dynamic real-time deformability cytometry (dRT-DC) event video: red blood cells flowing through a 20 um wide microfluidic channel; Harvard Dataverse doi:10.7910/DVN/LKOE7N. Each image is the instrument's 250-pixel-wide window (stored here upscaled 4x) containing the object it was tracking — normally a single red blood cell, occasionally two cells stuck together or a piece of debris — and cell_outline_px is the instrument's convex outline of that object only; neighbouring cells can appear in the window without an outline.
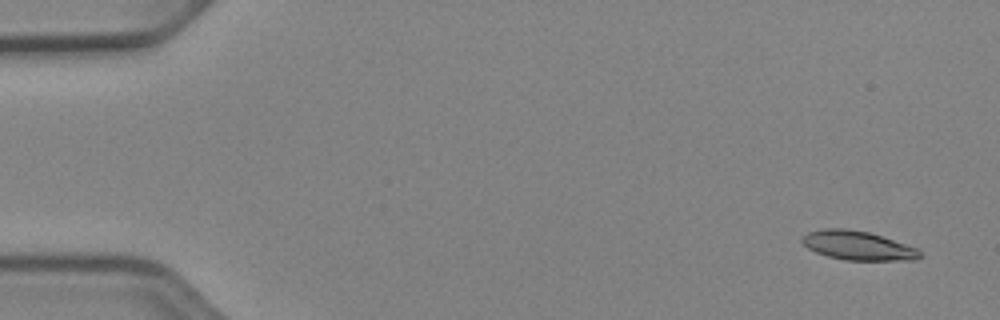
{"species": "Egyptian fruit bat (a non-hibernating species)", "species_latin": "Rousettus aegyptiacus", "temperature_condition": "cold", "stored_images_in_passage": 52, "camera_frame_rate_fps": 3000, "um_per_image_px": 0.085, "animal": {"sex": "female"}, "frame": {"image": 1, "passage_image": 3, "time_ms": 0.667, "image_size_px": [1000, 320], "cell_outline_px": [[924, 256], [916, 260], [844, 260], [828, 256], [816, 252], [808, 248], [800, 240], [808, 232], [824, 228], [844, 228], [868, 232], [916, 248]], "centroid_in_image_um": [72.9, 20.88], "position_along_channel_um": 12.1, "area_um2": 19.71}}
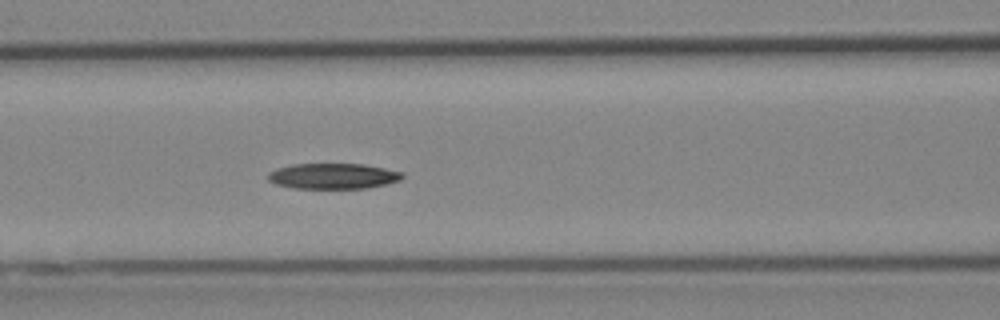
{"frame": {"image": 2, "passage_image": 23, "time_ms": 7.333, "image_size_px": [1000, 320], "cell_outline_px": [[404, 176], [400, 180], [368, 188], [292, 188], [276, 184], [268, 180], [268, 172], [276, 168], [292, 164], [364, 164], [404, 172]], "centroid_in_image_um": [28.3, 14.96], "position_along_channel_um": 138.3, "area_um2": 20.06}}
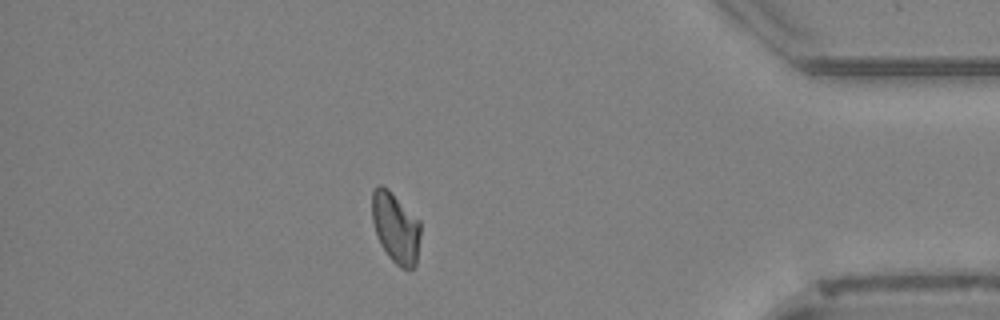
{"frame": {"image": 3, "passage_image": 46, "time_ms": 15.0, "image_size_px": [1000, 320], "cell_outline_px": [[420, 236], [416, 268], [400, 268], [388, 256], [380, 244], [372, 220], [372, 192], [380, 184], [388, 188], [420, 220]], "centroid_in_image_um": [33.65, 19.36], "position_along_channel_um": 401.6, "area_um2": 20.06}, "authors_computed_cell_mechanics": {"area_um2": 20.2011, "velocity_mm_per_s": 3.916, "shape_relaxation_time_tau1_ms": 5.5311, "shape_relaxation_time_tau2_ms": null, "deformation_change_tau1": 0.1356, "deformation_change_tau2": null}}